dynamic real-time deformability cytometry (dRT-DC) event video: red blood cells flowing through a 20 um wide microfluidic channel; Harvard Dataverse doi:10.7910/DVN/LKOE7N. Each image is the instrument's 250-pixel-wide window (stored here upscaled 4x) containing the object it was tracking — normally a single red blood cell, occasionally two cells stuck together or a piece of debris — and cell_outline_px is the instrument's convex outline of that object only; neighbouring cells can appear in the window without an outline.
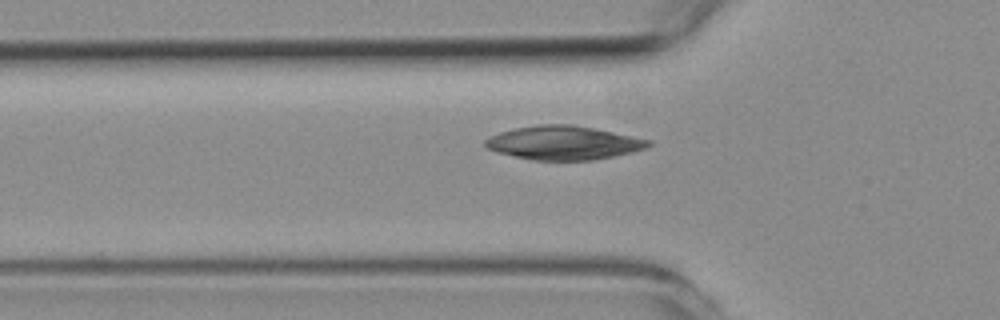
{"species": "common noctule bat (a hibernating species)", "species_latin": "Nyctalus noctula", "temperature_condition": "room temperature", "stored_images_in_passage": 25, "camera_frame_rate_fps": 3000, "um_per_image_px": 0.085, "animal": {"sex": "female", "body_mass_g": 19.3, "forearm_length_mm": 54.1}, "frame": {"image": 1, "passage_image": 6, "time_ms": 1.667, "image_size_px": [1000, 320], "cell_outline_px": [[652, 144], [644, 148], [632, 152], [592, 160], [532, 160], [496, 152], [488, 148], [484, 144], [484, 140], [488, 136], [500, 132], [516, 128], [536, 124], [572, 124], [652, 140]], "centroid_in_image_um": [47.86, 12.13], "position_along_channel_um": 77.9, "area_um2": 31.96}}
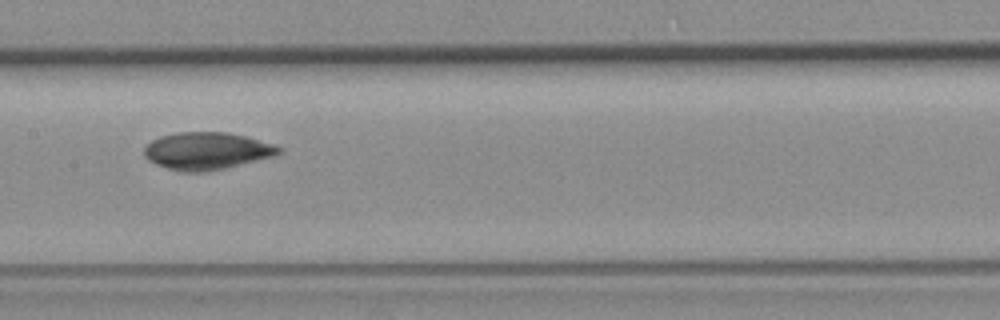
{"frame": {"image": 2, "passage_image": 15, "time_ms": 4.667, "image_size_px": [1000, 320], "cell_outline_px": [[284, 152], [276, 156], [224, 168], [204, 172], [180, 172], [156, 164], [148, 160], [144, 156], [144, 148], [152, 140], [160, 136], [176, 132], [228, 132], [244, 136], [272, 144], [284, 148]], "centroid_in_image_um": [17.59, 12.83], "position_along_channel_um": 189.8, "area_um2": 29.36}}
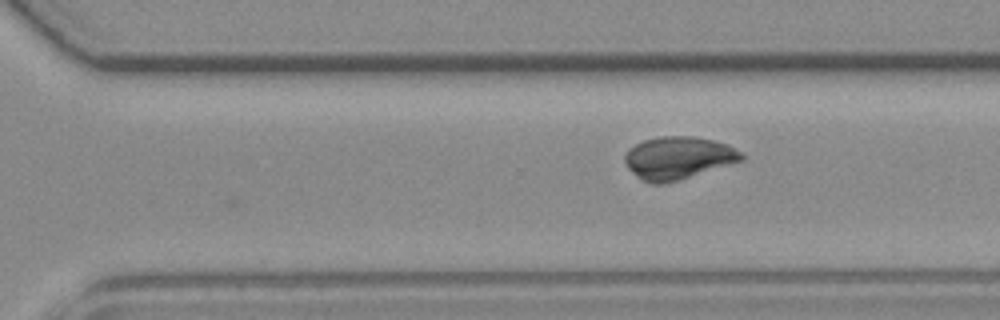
{"frame": {"image": 3, "passage_image": 25, "time_ms": 8.0, "image_size_px": [1000, 320], "cell_outline_px": [[744, 160], [664, 184], [652, 184], [636, 176], [628, 168], [624, 160], [624, 156], [628, 148], [644, 140], [660, 136], [692, 136], [712, 140], [728, 144], [740, 152], [744, 156]], "centroid_in_image_um": [57.62, 13.41], "position_along_channel_um": 313.0, "area_um2": 28.78}}